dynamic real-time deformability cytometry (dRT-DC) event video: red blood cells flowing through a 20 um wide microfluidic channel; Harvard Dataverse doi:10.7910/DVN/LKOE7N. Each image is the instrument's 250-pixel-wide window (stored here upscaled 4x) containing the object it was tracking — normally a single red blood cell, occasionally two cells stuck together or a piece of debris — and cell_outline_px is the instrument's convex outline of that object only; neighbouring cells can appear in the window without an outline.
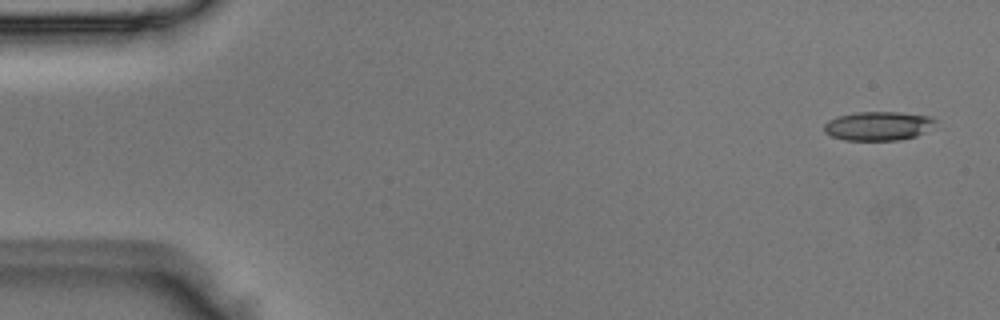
{"species": "Egyptian fruit bat (a non-hibernating species)", "species_latin": "Rousettus aegyptiacus", "temperature_condition": "room temperature", "stored_images_in_passage": 2, "camera_frame_rate_fps": 3000, "um_per_image_px": 0.085, "animal": {"sex": "male"}, "frame": {"image": 1, "passage_image": 2, "time_ms": 0.333, "image_size_px": [1000, 320], "cell_outline_px": [[940, 128], [916, 136], [900, 140], [844, 140], [832, 136], [824, 132], [824, 124], [828, 120], [836, 116], [856, 112], [900, 112], [928, 116], [936, 120]], "centroid_in_image_um": [74.74, 10.71], "position_along_channel_um": 10.3, "area_um2": 19.31}}